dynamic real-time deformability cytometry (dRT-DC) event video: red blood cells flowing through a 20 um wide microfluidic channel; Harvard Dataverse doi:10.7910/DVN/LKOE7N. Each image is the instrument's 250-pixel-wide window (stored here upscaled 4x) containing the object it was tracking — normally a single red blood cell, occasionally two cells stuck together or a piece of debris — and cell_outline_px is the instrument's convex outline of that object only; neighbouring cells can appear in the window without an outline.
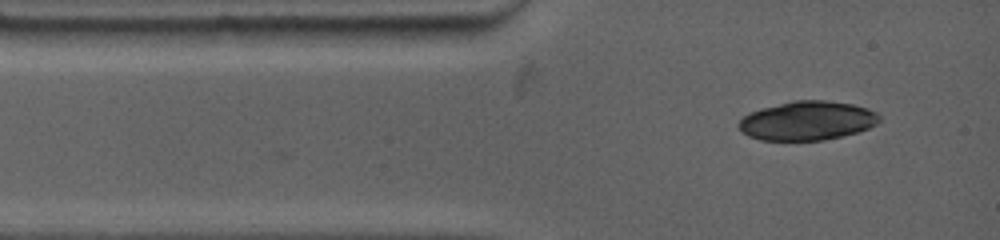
{"species": "common noctule bat (a hibernating species)", "species_latin": "Nyctalus noctula", "temperature_condition": "warm", "stored_images_in_passage": 2, "camera_frame_rate_fps": 4500, "um_per_image_px": 0.085, "animal": {"sex": "female", "body_mass_g": 19.0, "forearm_length_mm": 53.3}, "frame": {"image": 1, "passage_image": 1, "time_ms": 0.0, "image_size_px": [1000, 240], "cell_outline_px": [[880, 120], [876, 124], [860, 132], [824, 140], [760, 140], [748, 136], [736, 124], [744, 116], [760, 108], [792, 100], [824, 100], [852, 104], [868, 108], [876, 112], [880, 116]], "centroid_in_image_um": [68.63, 10.26], "position_along_channel_um": 16.4, "area_um2": 32.08}}